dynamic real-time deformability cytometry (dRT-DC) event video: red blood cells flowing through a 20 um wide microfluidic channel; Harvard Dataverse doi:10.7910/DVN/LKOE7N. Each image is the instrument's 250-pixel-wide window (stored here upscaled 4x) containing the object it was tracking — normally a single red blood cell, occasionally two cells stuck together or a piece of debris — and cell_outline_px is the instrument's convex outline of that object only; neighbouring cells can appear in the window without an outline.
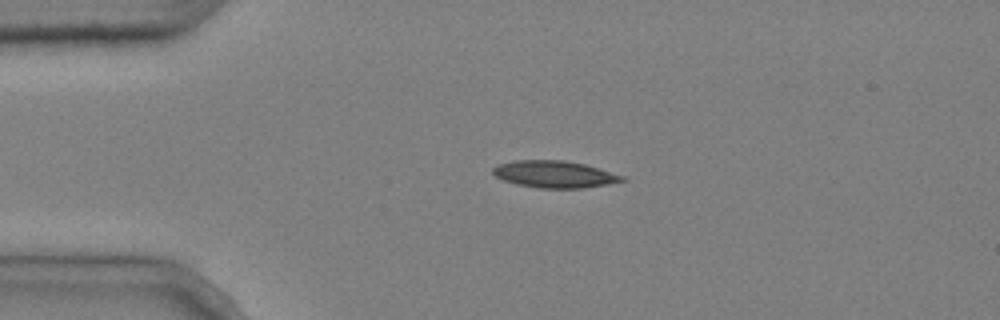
{"species": "common noctule bat (a hibernating species)", "species_latin": "Nyctalus noctula", "temperature_condition": "cold", "stored_images_in_passage": 4, "camera_frame_rate_fps": 3000, "um_per_image_px": 0.085, "animal": {"sex": "male", "body_mass_g": 20.4}, "frame": {"image": 1, "passage_image": 3, "time_ms": 0.667, "image_size_px": [1000, 320], "cell_outline_px": [[628, 180], [584, 188], [540, 188], [516, 184], [504, 180], [496, 176], [492, 172], [492, 168], [496, 164], [512, 160], [564, 160], [584, 164], [624, 176]], "centroid_in_image_um": [47.1, 14.8], "position_along_channel_um": 37.9, "area_um2": 20.29}}